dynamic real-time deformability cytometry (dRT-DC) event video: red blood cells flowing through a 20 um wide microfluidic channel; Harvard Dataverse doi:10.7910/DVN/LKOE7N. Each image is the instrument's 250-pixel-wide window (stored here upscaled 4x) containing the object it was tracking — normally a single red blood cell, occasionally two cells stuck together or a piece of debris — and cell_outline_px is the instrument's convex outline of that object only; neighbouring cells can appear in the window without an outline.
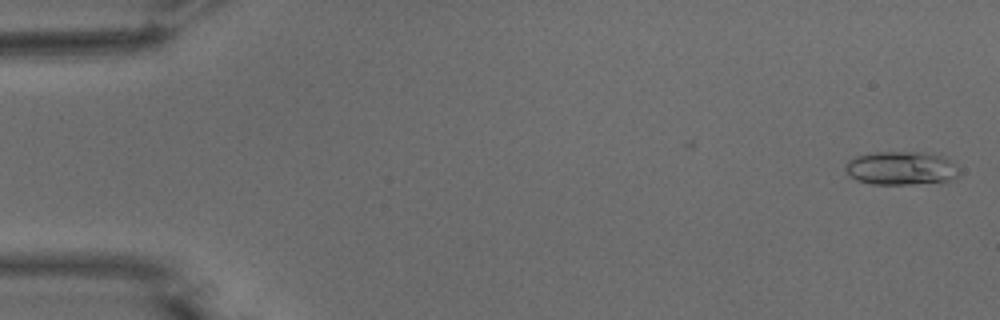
{"species": "common noctule bat (a hibernating species)", "species_latin": "Nyctalus noctula", "temperature_condition": "warm", "stored_images_in_passage": 45, "camera_frame_rate_fps": 3000, "um_per_image_px": 0.085, "animal": {"sex": "male", "body_mass_g": 15.6}, "frame": {"image": 1, "passage_image": 2, "time_ms": 0.333, "image_size_px": [1000, 320], "cell_outline_px": [[960, 172], [956, 176], [948, 180], [908, 184], [872, 184], [856, 180], [844, 168], [844, 164], [848, 160], [856, 156], [876, 152], [924, 152], [940, 156], [948, 160]], "centroid_in_image_um": [76.52, 14.29], "position_along_channel_um": 8.5, "area_um2": 21.79}}
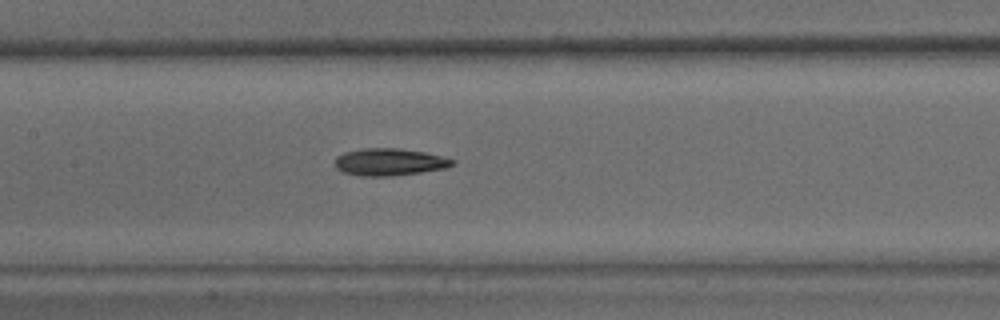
{"frame": {"image": 2, "passage_image": 26, "time_ms": 8.333, "image_size_px": [1000, 320], "cell_outline_px": [[456, 164], [444, 168], [420, 172], [392, 176], [360, 176], [344, 172], [336, 168], [336, 156], [344, 152], [364, 148], [396, 148], [424, 152], [456, 160]], "centroid_in_image_um": [33.1, 13.77], "position_along_channel_um": 174.3, "area_um2": 18.5}}
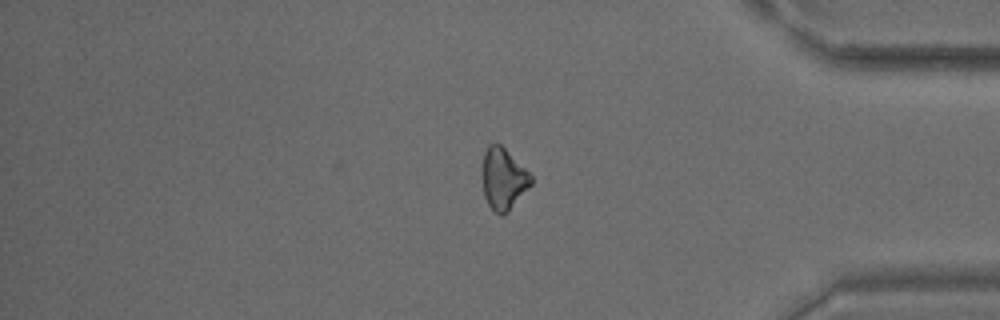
{"frame": {"image": 3, "passage_image": 45, "time_ms": 14.667, "image_size_px": [1000, 320], "cell_outline_px": [[532, 184], [508, 212], [504, 216], [500, 216], [488, 204], [484, 196], [484, 152], [488, 144], [500, 144], [532, 176]], "centroid_in_image_um": [42.8, 15.24], "position_along_channel_um": 392.4, "area_um2": 16.99}, "authors_computed_cell_mechanics": {"area_um2": 18.496, "velocity_mm_per_s": 3.8135, "shape_relaxation_time_tau1_ms": 6.4366, "shape_relaxation_time_tau2_ms": null, "deformation_change_tau1": 0.1463, "deformation_change_tau2": null}}